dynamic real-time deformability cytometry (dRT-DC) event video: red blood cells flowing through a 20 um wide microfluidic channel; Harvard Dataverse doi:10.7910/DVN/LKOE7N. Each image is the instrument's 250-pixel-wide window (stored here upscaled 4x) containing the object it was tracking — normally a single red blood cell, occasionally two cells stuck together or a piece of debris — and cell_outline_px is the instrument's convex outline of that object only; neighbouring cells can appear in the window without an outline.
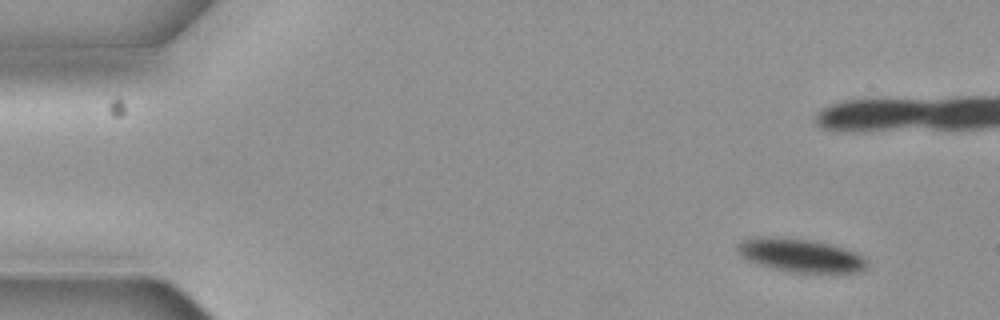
{"species": "common noctule bat (a hibernating species)", "species_latin": "Nyctalus noctula", "temperature_condition": "cold", "stored_images_in_passage": 9, "camera_frame_rate_fps": 3000, "um_per_image_px": 0.085, "animal": {"sex": "female", "body_mass_g": 19.3, "forearm_length_mm": 54.1}, "frame": {"image": 1, "passage_image": 1, "time_ms": 0.0, "image_size_px": [1000, 320], "cell_outline_px": [[868, 268], [860, 272], [792, 272], [772, 268], [748, 260], [740, 256], [736, 252], [736, 244], [744, 240], [764, 236], [772, 236], [808, 240], [832, 244], [856, 252], [864, 256], [868, 264]], "centroid_in_image_um": [68.05, 21.7], "position_along_channel_um": 16.9, "area_um2": 25.2}}
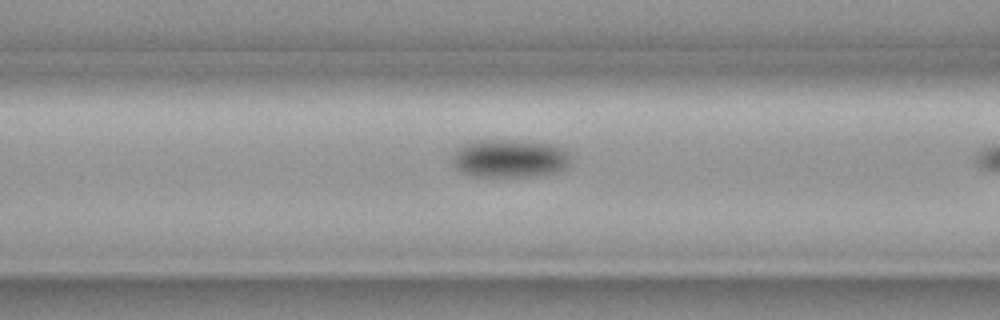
{"frame": {"image": 2, "passage_image": 7, "time_ms": 2.0, "image_size_px": [1000, 320], "cell_outline_px": [[572, 156], [568, 164], [564, 168], [556, 172], [532, 176], [472, 176], [460, 172], [452, 164], [452, 152], [456, 148], [476, 140], [516, 140], [548, 144], [560, 148], [568, 152]], "centroid_in_image_um": [43.26, 13.47], "position_along_channel_um": 123.3, "area_um2": 26.3}}